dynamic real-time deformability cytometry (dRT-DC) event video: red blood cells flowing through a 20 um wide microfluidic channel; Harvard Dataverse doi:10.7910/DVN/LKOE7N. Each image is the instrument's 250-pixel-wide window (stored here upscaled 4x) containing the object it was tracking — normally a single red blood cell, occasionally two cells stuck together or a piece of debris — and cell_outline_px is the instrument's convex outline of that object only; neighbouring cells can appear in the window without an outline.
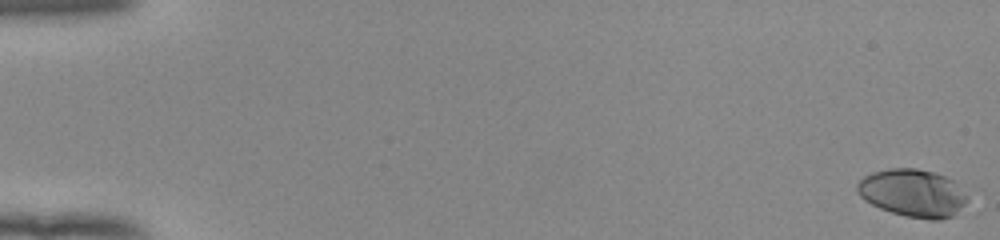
{"species": "human", "species_latin": "Homo sapiens", "temperature_condition": "room temperature", "stored_images_in_passage": 54, "camera_frame_rate_fps": 3000, "um_per_image_px": 0.085, "donor": {"sex": "female"}, "frame": {"image": 1, "passage_image": 1, "time_ms": 0.0, "image_size_px": [1000, 240], "cell_outline_px": [[968, 200], [956, 216], [940, 220], [932, 220], [904, 216], [880, 208], [864, 200], [856, 192], [856, 184], [864, 176], [872, 172], [888, 168], [916, 168], [932, 172], [944, 176], [952, 180], [968, 196]], "centroid_in_image_um": [77.58, 16.42], "position_along_channel_um": 7.4, "area_um2": 30.87}}
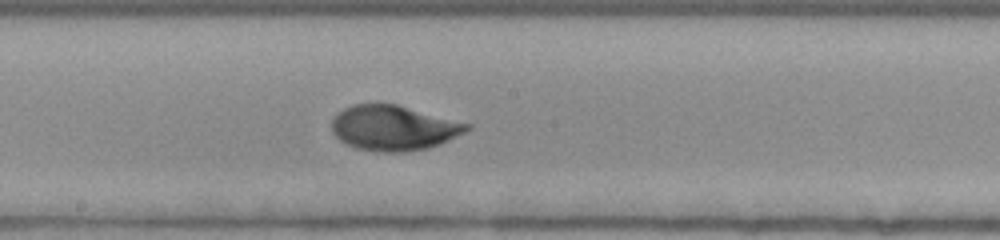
{"frame": {"image": 2, "passage_image": 31, "time_ms": 10.0, "image_size_px": [1000, 240], "cell_outline_px": [[472, 128], [440, 144], [428, 148], [404, 152], [380, 152], [356, 148], [340, 140], [332, 132], [332, 116], [336, 112], [352, 104], [396, 104], [472, 124]], "centroid_in_image_um": [33.44, 10.87], "position_along_channel_um": 214.8, "area_um2": 35.55}}
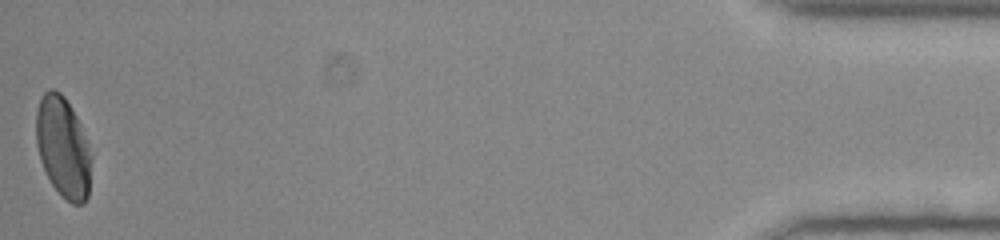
{"frame": {"image": 3, "passage_image": 54, "time_ms": 17.667, "image_size_px": [1000, 240], "cell_outline_px": [[92, 156], [88, 196], [84, 204], [72, 204], [52, 184], [40, 160], [36, 144], [36, 112], [40, 96], [48, 88], [52, 88], [60, 92], [64, 96], [76, 116], [88, 140]], "centroid_in_image_um": [5.37, 12.48], "position_along_channel_um": 429.8, "area_um2": 32.54}, "authors_computed_cell_mechanics": {"area_um2": 33.8997, "velocity_mm_per_s": 3.9352, "shape_relaxation_time_tau1_ms": 3.6988, "shape_relaxation_time_tau2_ms": 0.8768, "deformation_change_tau1": 0.1841, "deformation_change_tau2": 0.038}}